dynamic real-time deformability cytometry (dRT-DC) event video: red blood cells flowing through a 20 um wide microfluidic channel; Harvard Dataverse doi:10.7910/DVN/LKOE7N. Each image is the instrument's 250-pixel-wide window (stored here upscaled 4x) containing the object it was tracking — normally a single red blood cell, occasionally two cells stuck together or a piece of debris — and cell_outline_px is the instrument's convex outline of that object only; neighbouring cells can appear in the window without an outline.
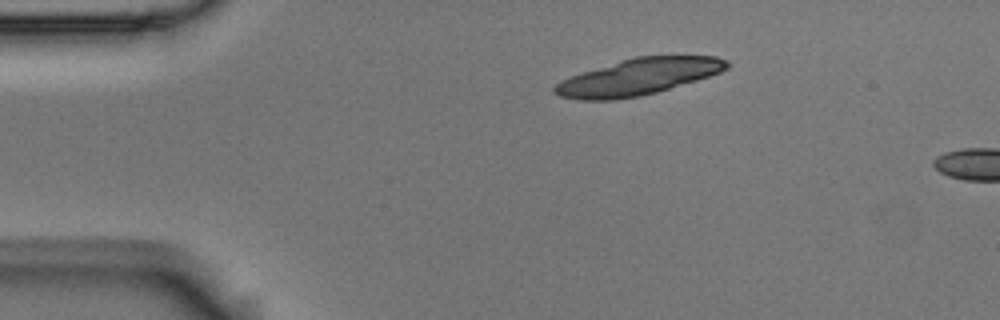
{"species": "Egyptian fruit bat (a non-hibernating species)", "species_latin": "Rousettus aegyptiacus", "temperature_condition": "room temperature", "stored_images_in_passage": 12, "camera_frame_rate_fps": 3000, "um_per_image_px": 0.085, "animal": {"sex": "male"}, "frame": {"image": 1, "passage_image": 2, "time_ms": 0.333, "image_size_px": [1000, 320], "cell_outline_px": [[732, 64], [728, 68], [720, 72], [696, 80], [656, 92], [640, 96], [612, 100], [580, 100], [560, 96], [552, 92], [552, 88], [560, 80], [620, 60], [636, 56], [716, 56], [728, 60]], "centroid_in_image_um": [54.26, 6.53], "position_along_channel_um": 30.7, "area_um2": 36.3}}